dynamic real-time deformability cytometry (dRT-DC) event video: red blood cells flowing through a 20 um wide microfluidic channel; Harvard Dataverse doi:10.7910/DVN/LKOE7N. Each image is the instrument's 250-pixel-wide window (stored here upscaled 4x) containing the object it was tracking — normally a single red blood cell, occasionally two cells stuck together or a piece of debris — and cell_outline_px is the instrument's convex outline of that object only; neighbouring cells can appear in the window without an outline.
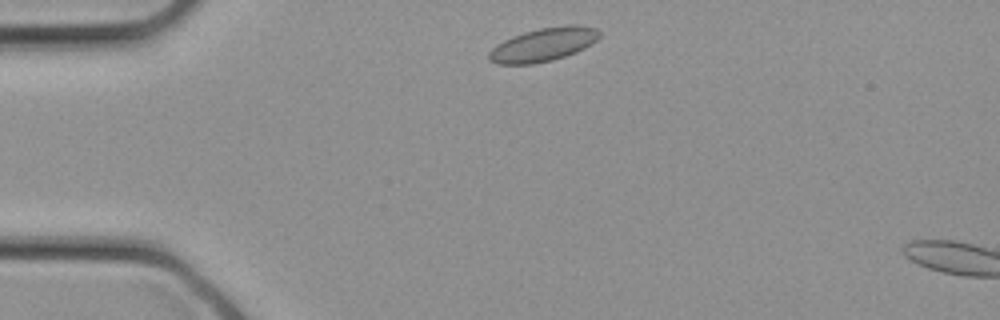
{"species": "common noctule bat (a hibernating species)", "species_latin": "Nyctalus noctula", "temperature_condition": "cold", "stored_images_in_passage": 2, "camera_frame_rate_fps": 3000, "um_per_image_px": 0.085, "animal": {"sex": "female", "body_mass_g": 21.9}, "frame": {"image": 1, "passage_image": 1, "time_ms": 0.0, "image_size_px": [1000, 320], "cell_outline_px": [[600, 36], [596, 40], [584, 48], [576, 52], [552, 60], [532, 64], [496, 64], [488, 60], [488, 52], [492, 48], [504, 40], [512, 36], [524, 32], [540, 28], [568, 24], [576, 24], [596, 28], [600, 32]], "centroid_in_image_um": [46.17, 3.78], "position_along_channel_um": 38.8, "area_um2": 21.56}}